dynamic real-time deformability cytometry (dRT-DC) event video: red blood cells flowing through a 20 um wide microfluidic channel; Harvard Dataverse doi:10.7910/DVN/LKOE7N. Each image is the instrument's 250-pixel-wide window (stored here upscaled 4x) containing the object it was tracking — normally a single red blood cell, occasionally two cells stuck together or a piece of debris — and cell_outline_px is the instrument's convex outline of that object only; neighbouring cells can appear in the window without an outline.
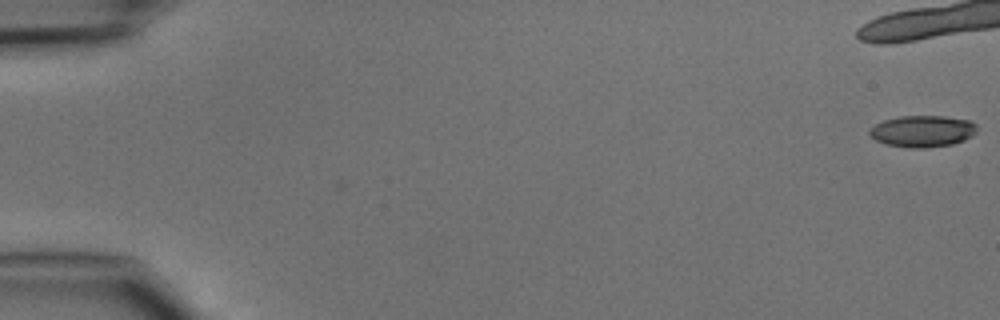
{"species": "common noctule bat (a hibernating species)", "species_latin": "Nyctalus noctula", "temperature_condition": "cold", "stored_images_in_passage": 21, "camera_frame_rate_fps": 3000, "um_per_image_px": 0.085, "animal": {"sex": "male", "body_mass_g": 15.6}, "frame": {"image": 1, "passage_image": 1, "time_ms": 0.0, "image_size_px": [1000, 320], "cell_outline_px": [[976, 132], [972, 136], [964, 140], [952, 144], [924, 148], [908, 148], [884, 144], [876, 140], [868, 132], [876, 124], [884, 120], [900, 116], [944, 116], [972, 120], [976, 124]], "centroid_in_image_um": [78.44, 11.15], "position_along_channel_um": 6.6, "area_um2": 19.83}}